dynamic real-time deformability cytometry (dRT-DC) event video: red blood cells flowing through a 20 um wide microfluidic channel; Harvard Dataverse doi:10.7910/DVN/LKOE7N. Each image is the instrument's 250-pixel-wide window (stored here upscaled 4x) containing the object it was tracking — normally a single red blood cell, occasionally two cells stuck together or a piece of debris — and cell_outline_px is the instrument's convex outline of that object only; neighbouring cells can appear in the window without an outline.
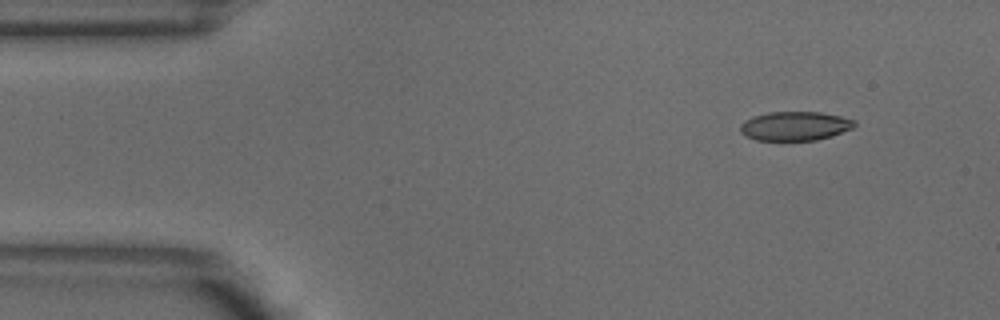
{"species": "common noctule bat (a hibernating species)", "species_latin": "Nyctalus noctula", "temperature_condition": "warm", "stored_images_in_passage": 4, "camera_frame_rate_fps": 3000, "um_per_image_px": 0.085, "animal": {"sex": "male", "body_mass_g": 18.8}, "frame": {"image": 1, "passage_image": 1, "time_ms": 0.0, "image_size_px": [1000, 320], "cell_outline_px": [[856, 124], [852, 128], [832, 136], [816, 140], [756, 140], [740, 132], [740, 124], [744, 120], [752, 116], [768, 112], [820, 112], [840, 116], [856, 120]], "centroid_in_image_um": [67.57, 10.7], "position_along_channel_um": 17.4, "area_um2": 19.36}}
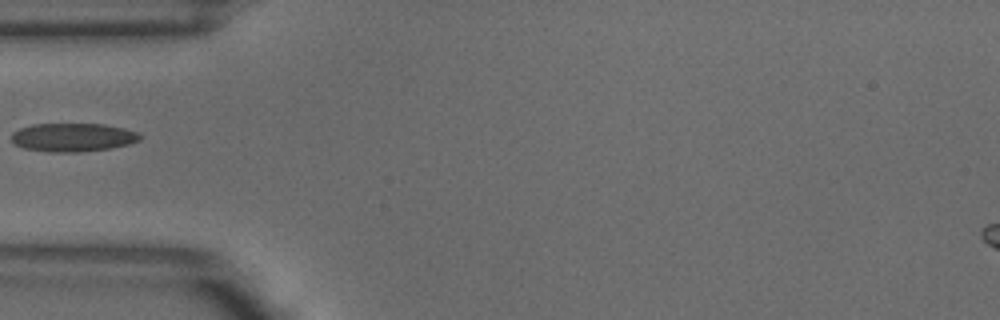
{"frame": {"image": 2, "passage_image": 4, "time_ms": 1.0, "image_size_px": [1000, 320], "cell_outline_px": [[140, 140], [128, 144], [108, 148], [80, 152], [48, 152], [24, 148], [12, 144], [12, 132], [20, 128], [32, 124], [104, 124], [124, 128], [136, 132], [140, 136]], "centroid_in_image_um": [6.14, 11.67], "position_along_channel_um": 78.9, "area_um2": 21.27}}